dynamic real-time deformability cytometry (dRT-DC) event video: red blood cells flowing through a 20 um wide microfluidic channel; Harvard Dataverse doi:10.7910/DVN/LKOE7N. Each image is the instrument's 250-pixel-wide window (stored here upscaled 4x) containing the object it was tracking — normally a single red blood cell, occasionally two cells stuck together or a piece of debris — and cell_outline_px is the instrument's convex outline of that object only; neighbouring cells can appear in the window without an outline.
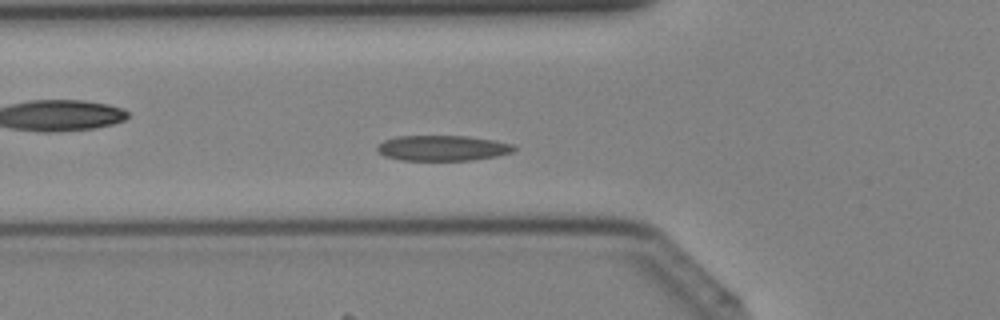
{"species": "Egyptian fruit bat (a non-hibernating species)", "species_latin": "Rousettus aegyptiacus", "temperature_condition": "cold", "stored_images_in_passage": 38, "camera_frame_rate_fps": 3000, "um_per_image_px": 0.085, "animal": {"sex": "female"}, "frame": {"image": 1, "passage_image": 11, "time_ms": 3.333, "image_size_px": [1000, 320], "cell_outline_px": [[516, 148], [512, 152], [496, 156], [472, 160], [400, 160], [384, 156], [376, 148], [384, 140], [396, 136], [464, 136], [492, 140], [512, 144]], "centroid_in_image_um": [37.59, 12.59], "position_along_channel_um": 88.2, "area_um2": 20.06}}
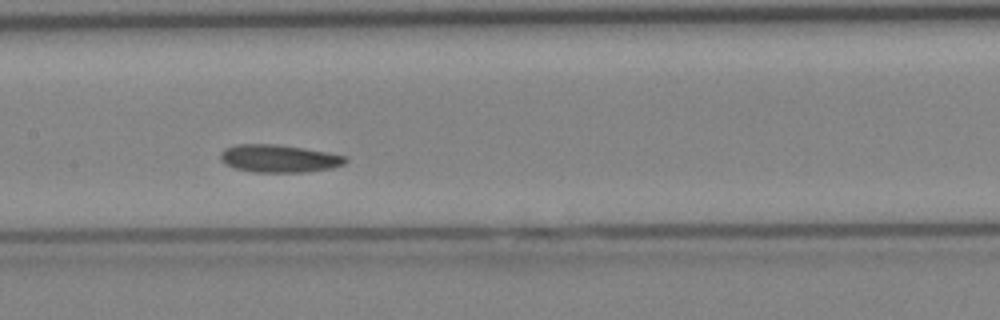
{"frame": {"image": 2, "passage_image": 17, "time_ms": 5.333, "image_size_px": [1000, 320], "cell_outline_px": [[348, 160], [344, 164], [332, 168], [308, 172], [252, 172], [236, 168], [224, 164], [220, 160], [220, 152], [224, 148], [236, 144], [276, 144], [328, 152], [348, 156]], "centroid_in_image_um": [23.71, 13.47], "position_along_channel_um": 183.7, "area_um2": 20.4}}
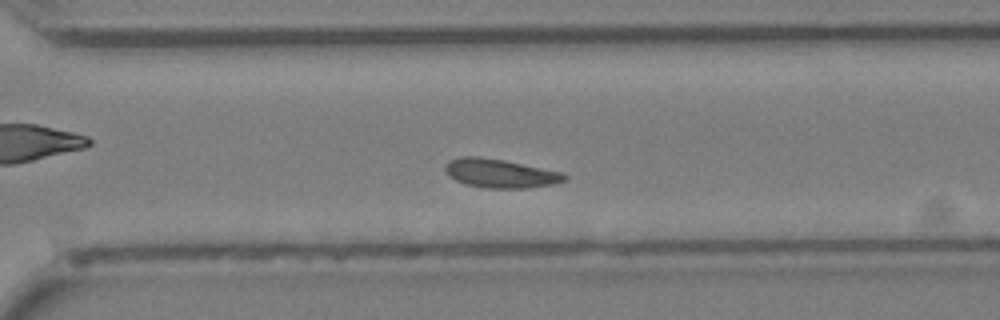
{"frame": {"image": 3, "passage_image": 26, "time_ms": 8.333, "image_size_px": [1000, 320], "cell_outline_px": [[568, 176], [564, 180], [552, 184], [528, 188], [484, 188], [464, 184], [456, 180], [444, 168], [452, 160], [460, 156], [480, 156], [504, 160], [564, 172]], "centroid_in_image_um": [42.56, 14.73], "position_along_channel_um": 328.0, "area_um2": 19.88}}